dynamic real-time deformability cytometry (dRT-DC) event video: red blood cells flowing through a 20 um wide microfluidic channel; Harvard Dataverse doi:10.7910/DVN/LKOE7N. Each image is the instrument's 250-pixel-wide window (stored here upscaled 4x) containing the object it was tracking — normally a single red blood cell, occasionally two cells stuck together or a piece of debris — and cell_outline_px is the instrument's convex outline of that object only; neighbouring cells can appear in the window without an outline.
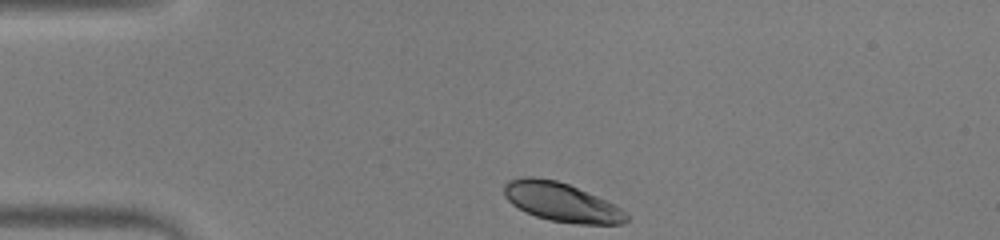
{"species": "human", "species_latin": "Homo sapiens", "temperature_condition": "warm", "stored_images_in_passage": 34, "camera_frame_rate_fps": 3000, "um_per_image_px": 0.085, "donor": {"sex": "male"}, "frame": {"image": 1, "passage_image": 1, "time_ms": 0.0, "image_size_px": [1000, 240], "cell_outline_px": [[628, 220], [620, 224], [576, 224], [548, 220], [536, 216], [512, 204], [504, 196], [504, 184], [508, 180], [524, 176], [532, 176], [556, 180], [568, 184], [596, 196], [620, 208], [628, 216]], "centroid_in_image_um": [47.68, 17.17], "position_along_channel_um": 37.3, "area_um2": 27.46}}
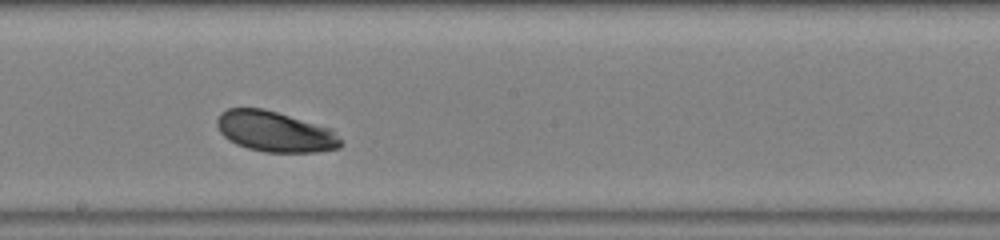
{"frame": {"image": 2, "passage_image": 19, "time_ms": 6.0, "image_size_px": [1000, 240], "cell_outline_px": [[344, 144], [340, 148], [316, 152], [264, 152], [248, 148], [236, 144], [228, 140], [220, 132], [216, 124], [216, 120], [220, 112], [228, 108], [264, 108], [332, 128]], "centroid_in_image_um": [23.38, 11.18], "position_along_channel_um": 224.8, "area_um2": 29.54}}
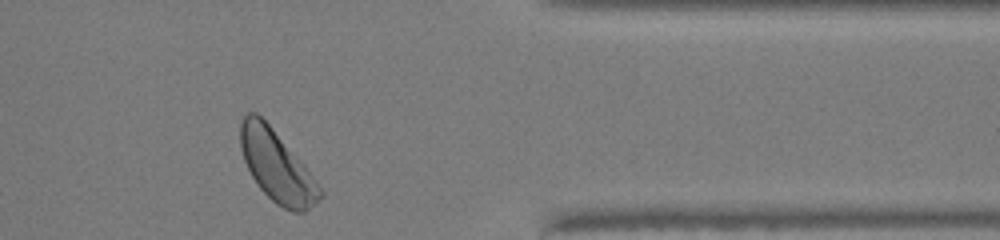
{"frame": {"image": 3, "passage_image": 33, "time_ms": 10.667, "image_size_px": [1000, 240], "cell_outline_px": [[324, 196], [304, 212], [292, 212], [276, 204], [260, 188], [252, 176], [244, 160], [240, 148], [240, 124], [244, 116], [248, 112], [256, 112], [272, 128], [304, 164], [324, 192]], "centroid_in_image_um": [23.53, 14.14], "position_along_channel_um": 387.9, "area_um2": 32.66}, "authors_computed_cell_mechanics": {"area_um2": 29.3624, "velocity_mm_per_s": 3.8522, "shape_relaxation_time_tau1_ms": 1.1815, "shape_relaxation_time_tau2_ms": null, "deformation_change_tau1": 0.0853, "deformation_change_tau2": null}}